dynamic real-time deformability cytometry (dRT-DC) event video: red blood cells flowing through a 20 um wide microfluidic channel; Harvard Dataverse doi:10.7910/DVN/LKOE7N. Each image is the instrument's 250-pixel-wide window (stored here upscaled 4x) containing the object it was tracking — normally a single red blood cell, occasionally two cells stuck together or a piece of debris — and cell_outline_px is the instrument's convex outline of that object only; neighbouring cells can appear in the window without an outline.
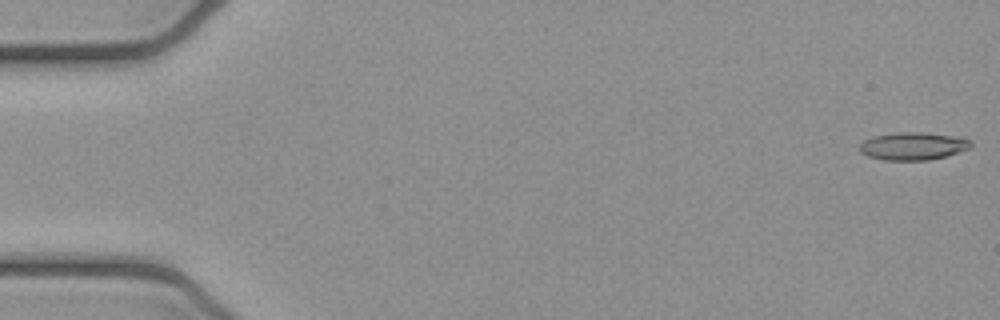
{"species": "common noctule bat (a hibernating species)", "species_latin": "Nyctalus noctula", "temperature_condition": "cold", "stored_images_in_passage": 6, "camera_frame_rate_fps": 3000, "um_per_image_px": 0.085, "animal": {"sex": "female", "body_mass_g": 21.9}, "frame": {"image": 1, "passage_image": 1, "time_ms": 0.0, "image_size_px": [1000, 320], "cell_outline_px": [[972, 148], [944, 156], [928, 160], [884, 160], [868, 156], [860, 152], [860, 144], [864, 140], [872, 136], [896, 132], [920, 132], [964, 136], [972, 140]], "centroid_in_image_um": [77.66, 12.4], "position_along_channel_um": 7.3, "area_um2": 18.26}}